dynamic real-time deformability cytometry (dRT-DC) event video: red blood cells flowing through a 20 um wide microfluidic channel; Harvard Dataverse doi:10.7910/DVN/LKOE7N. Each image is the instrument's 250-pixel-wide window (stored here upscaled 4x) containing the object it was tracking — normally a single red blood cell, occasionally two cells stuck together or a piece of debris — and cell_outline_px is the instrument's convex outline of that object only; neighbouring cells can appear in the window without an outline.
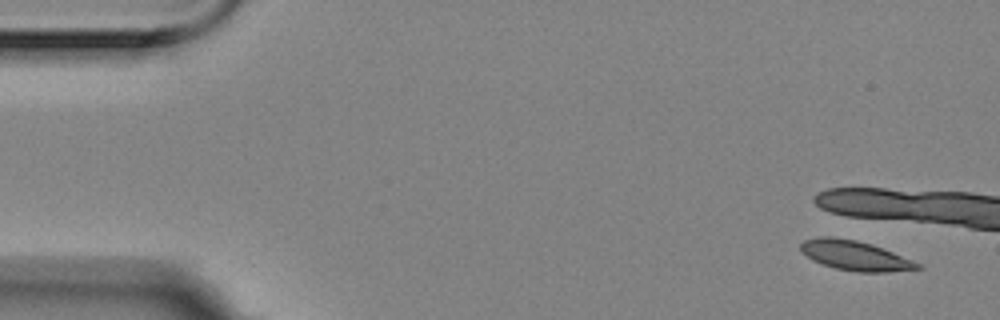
{"species": "Egyptian fruit bat (a non-hibernating species)", "species_latin": "Rousettus aegyptiacus", "temperature_condition": "room temperature", "stored_images_in_passage": 7, "camera_frame_rate_fps": 3000, "um_per_image_px": 0.085, "animal": {"sex": "female"}, "frame": {"image": 1, "passage_image": 1, "time_ms": 0.0, "image_size_px": [1000, 320], "cell_outline_px": [[924, 268], [888, 272], [856, 272], [836, 268], [812, 260], [800, 248], [800, 244], [804, 240], [820, 236], [832, 236], [856, 240], [872, 244], [912, 260], [920, 264]], "centroid_in_image_um": [72.68, 21.72], "position_along_channel_um": 12.3, "area_um2": 20.06}}
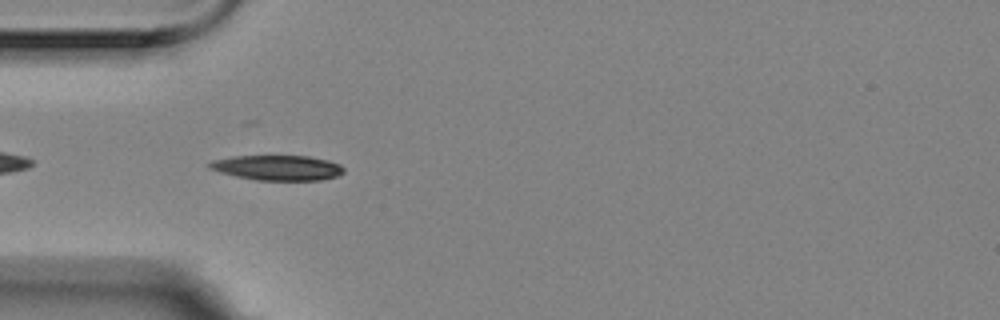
{"frame": {"image": 2, "passage_image": 6, "time_ms": 1.667, "image_size_px": [1000, 320], "cell_outline_px": [[344, 172], [336, 176], [320, 180], [256, 180], [236, 176], [220, 172], [208, 168], [208, 164], [212, 160], [232, 156], [308, 156], [328, 160], [340, 164], [344, 168]], "centroid_in_image_um": [23.58, 14.25], "position_along_channel_um": 61.4, "area_um2": 19.59}}
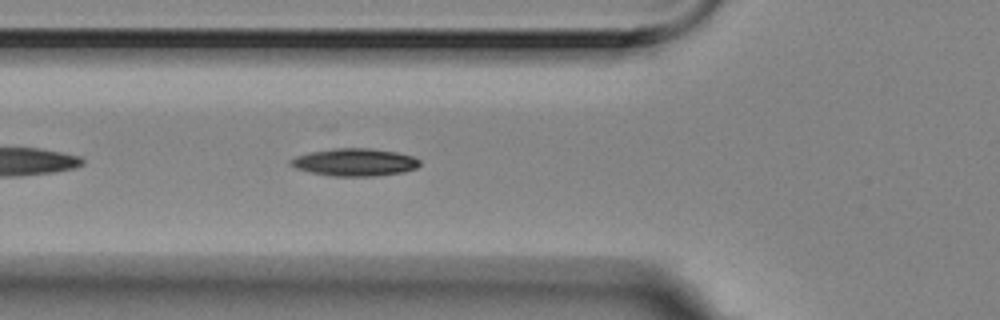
{"frame": {"image": 3, "passage_image": 7, "time_ms": 2.0, "image_size_px": [1000, 320], "cell_outline_px": [[420, 164], [416, 168], [404, 172], [376, 176], [332, 176], [312, 172], [296, 168], [288, 164], [288, 160], [296, 156], [312, 152], [336, 148], [372, 148], [396, 152], [412, 156], [420, 160]], "centroid_in_image_um": [30.16, 13.79], "position_along_channel_um": 95.6, "area_um2": 20.69}}